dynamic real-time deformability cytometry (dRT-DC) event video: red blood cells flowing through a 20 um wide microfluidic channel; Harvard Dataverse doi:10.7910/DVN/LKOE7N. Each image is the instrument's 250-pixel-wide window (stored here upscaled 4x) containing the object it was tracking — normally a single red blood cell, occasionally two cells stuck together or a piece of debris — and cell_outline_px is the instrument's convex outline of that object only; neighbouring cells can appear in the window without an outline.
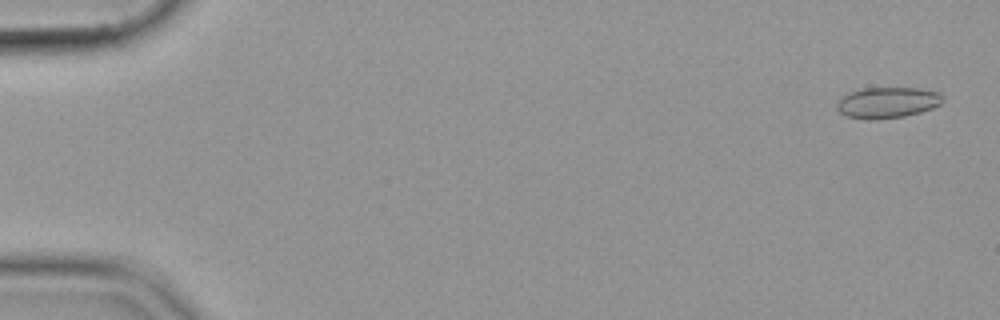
{"species": "common noctule bat (a hibernating species)", "species_latin": "Nyctalus noctula", "temperature_condition": "cold", "stored_images_in_passage": 55, "camera_frame_rate_fps": 3000, "um_per_image_px": 0.085, "animal": {"sex": "female", "body_mass_g": 19.9}, "frame": {"image": 1, "passage_image": 2, "time_ms": 0.333, "image_size_px": [1000, 320], "cell_outline_px": [[944, 100], [940, 104], [932, 108], [920, 112], [904, 116], [876, 120], [868, 120], [848, 116], [840, 112], [836, 108], [836, 104], [840, 96], [848, 92], [864, 88], [920, 88], [940, 92], [944, 96]], "centroid_in_image_um": [75.42, 8.71], "position_along_channel_um": 9.6, "area_um2": 19.36}}
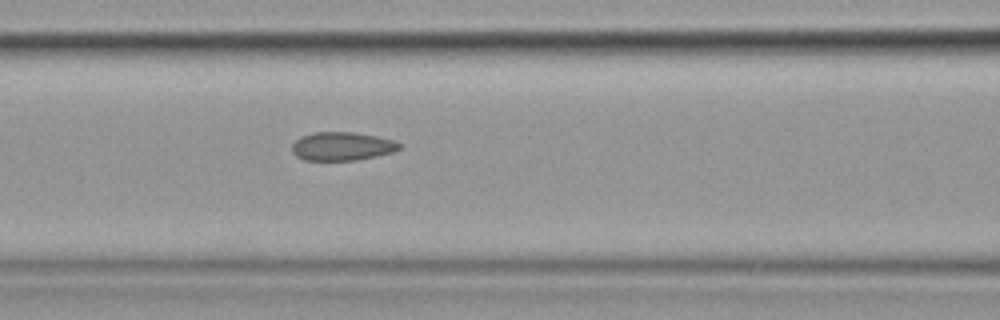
{"frame": {"image": 2, "passage_image": 24, "time_ms": 7.667, "image_size_px": [1000, 320], "cell_outline_px": [[400, 148], [392, 152], [376, 156], [356, 160], [304, 160], [296, 156], [292, 152], [292, 144], [300, 136], [312, 132], [352, 132], [376, 136], [392, 140], [400, 144]], "centroid_in_image_um": [29.02, 12.43], "position_along_channel_um": 137.6, "area_um2": 17.74}}
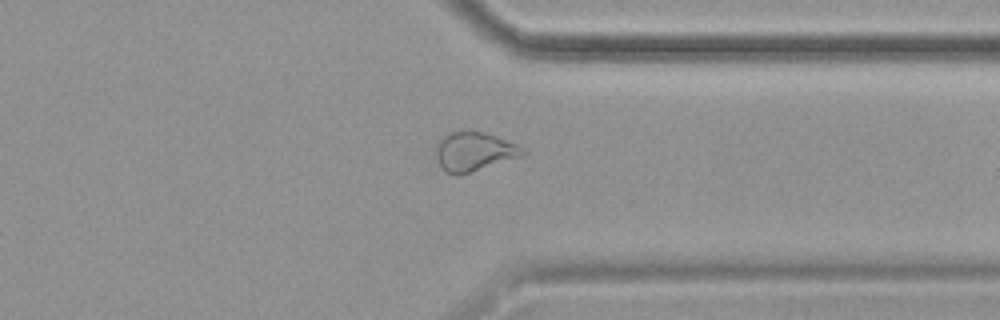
{"frame": {"image": 3, "passage_image": 43, "time_ms": 14.0, "image_size_px": [1000, 320], "cell_outline_px": [[528, 152], [520, 156], [456, 176], [444, 172], [440, 168], [436, 160], [436, 140], [448, 132], [484, 132], [496, 136], [516, 144], [524, 148]], "centroid_in_image_um": [40.22, 12.88], "position_along_channel_um": 371.2, "area_um2": 19.65}}